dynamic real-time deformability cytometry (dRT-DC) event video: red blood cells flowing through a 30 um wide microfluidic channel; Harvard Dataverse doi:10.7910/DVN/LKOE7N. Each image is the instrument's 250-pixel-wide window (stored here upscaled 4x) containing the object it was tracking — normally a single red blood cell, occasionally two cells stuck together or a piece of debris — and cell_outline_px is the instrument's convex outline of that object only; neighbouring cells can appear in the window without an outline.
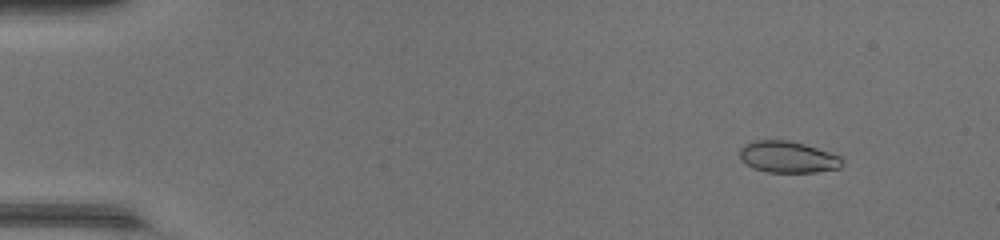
{"species": "common noctule bat (a hibernating species)", "species_latin": "Nyctalus noctula", "temperature_condition": "warm", "stored_images_in_passage": 49, "camera_frame_rate_fps": 3000, "um_per_image_px": 0.085, "animal": {"sex": "female", "body_mass_g": 17.0, "forearm_length_mm": 48.0}, "frame": {"image": 1, "passage_image": 6, "time_ms": 1.667, "image_size_px": [1000, 240], "cell_outline_px": [[844, 164], [840, 168], [816, 172], [768, 172], [752, 168], [740, 160], [740, 148], [744, 144], [752, 140], [788, 140], [804, 144], [840, 156], [844, 160]], "centroid_in_image_um": [66.95, 13.35], "position_along_channel_um": 18.1, "area_um2": 18.96}}
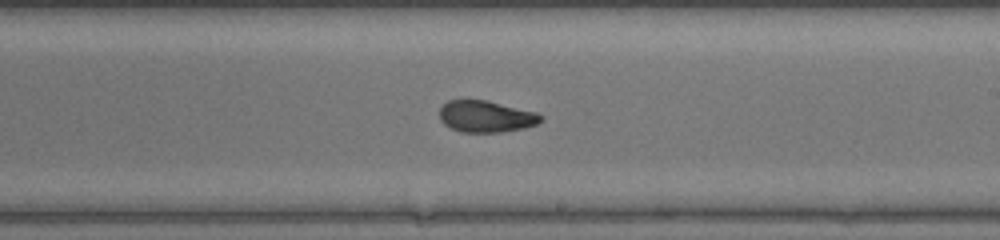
{"frame": {"image": 2, "passage_image": 30, "time_ms": 9.667, "image_size_px": [1000, 240], "cell_outline_px": [[544, 120], [536, 124], [524, 128], [500, 132], [460, 132], [444, 124], [440, 120], [440, 108], [448, 100], [484, 100], [536, 112], [544, 116]], "centroid_in_image_um": [41.32, 9.91], "position_along_channel_um": 247.7, "area_um2": 18.55}}
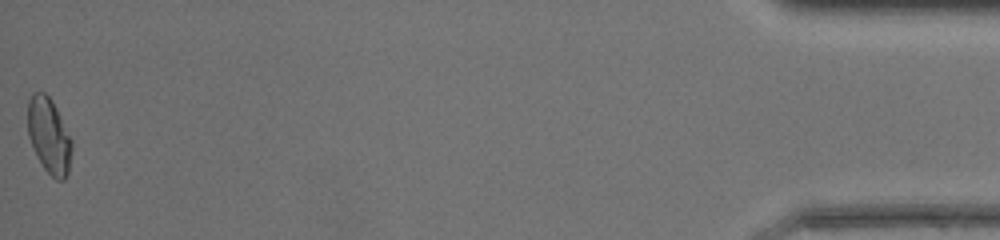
{"frame": {"image": 3, "passage_image": 49, "time_ms": 16.0, "image_size_px": [1000, 240], "cell_outline_px": [[72, 152], [68, 172], [64, 180], [56, 180], [44, 168], [36, 156], [28, 136], [28, 100], [32, 92], [44, 92], [52, 100], [72, 140]], "centroid_in_image_um": [4.16, 11.54], "position_along_channel_um": 431.0, "area_um2": 19.42}, "authors_computed_cell_mechanics": {"area_um2": 19.1318, "velocity_mm_per_s": 4.4005, "shape_relaxation_time_tau1_ms": 6.4581, "shape_relaxation_time_tau2_ms": 0.8926, "deformation_change_tau1": 0.2009, "deformation_change_tau2": 0.06}}